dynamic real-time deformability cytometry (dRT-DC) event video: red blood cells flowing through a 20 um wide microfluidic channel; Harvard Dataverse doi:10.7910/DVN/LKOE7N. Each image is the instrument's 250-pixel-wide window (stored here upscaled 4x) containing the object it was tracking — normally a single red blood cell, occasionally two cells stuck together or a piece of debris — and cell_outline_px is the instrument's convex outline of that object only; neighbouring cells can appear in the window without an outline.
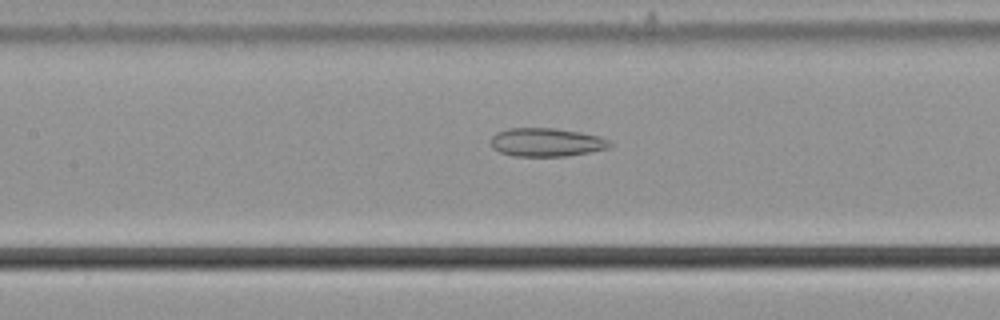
{"species": "common noctule bat (a hibernating species)", "species_latin": "Nyctalus noctula", "temperature_condition": "cold", "stored_images_in_passage": 56, "camera_frame_rate_fps": 3000, "um_per_image_px": 0.085, "animal": {"sex": "male", "body_mass_g": 21.5, "forearm_length_mm": 52.0}, "frame": {"image": 1, "passage_image": 26, "time_ms": 8.333, "image_size_px": [1000, 320], "cell_outline_px": [[612, 144], [608, 148], [588, 152], [564, 156], [512, 156], [500, 152], [492, 148], [492, 136], [496, 132], [508, 128], [556, 128], [580, 132], [600, 136], [608, 140]], "centroid_in_image_um": [46.42, 12.09], "position_along_channel_um": 161.0, "area_um2": 19.71}}
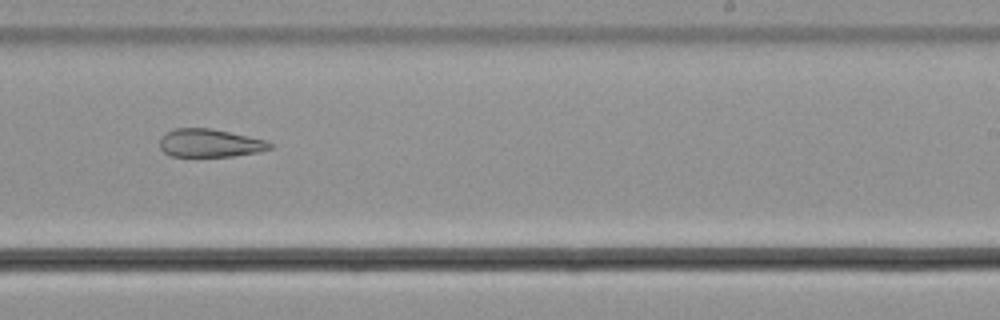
{"frame": {"image": 2, "passage_image": 35, "time_ms": 11.333, "image_size_px": [1000, 320], "cell_outline_px": [[276, 144], [272, 148], [256, 152], [232, 156], [172, 156], [164, 152], [160, 148], [160, 140], [168, 132], [176, 128], [212, 128], [268, 140]], "centroid_in_image_um": [17.9, 12.15], "position_along_channel_um": 271.1, "area_um2": 18.03}}
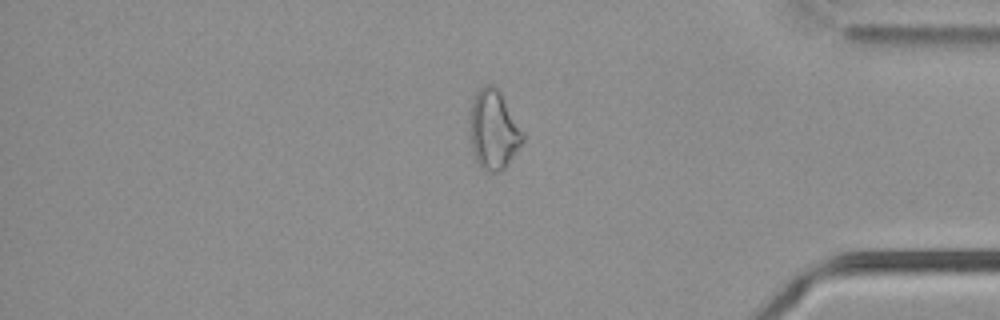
{"frame": {"image": 3, "passage_image": 47, "time_ms": 15.333, "image_size_px": [1000, 320], "cell_outline_px": [[524, 140], [516, 152], [504, 168], [500, 172], [488, 172], [480, 168], [476, 160], [472, 148], [472, 100], [476, 92], [480, 88], [488, 84], [492, 84], [500, 92], [524, 132]], "centroid_in_image_um": [41.99, 11.06], "position_along_channel_um": 393.2, "area_um2": 23.87}, "authors_computed_cell_mechanics": {"area_um2": 25.2297, "velocity_mm_per_s": 3.6887, "shape_relaxation_time_tau1_ms": null, "shape_relaxation_time_tau2_ms": 3.6127, "deformation_change_tau1": null, "deformation_change_tau2": 0.1207}}